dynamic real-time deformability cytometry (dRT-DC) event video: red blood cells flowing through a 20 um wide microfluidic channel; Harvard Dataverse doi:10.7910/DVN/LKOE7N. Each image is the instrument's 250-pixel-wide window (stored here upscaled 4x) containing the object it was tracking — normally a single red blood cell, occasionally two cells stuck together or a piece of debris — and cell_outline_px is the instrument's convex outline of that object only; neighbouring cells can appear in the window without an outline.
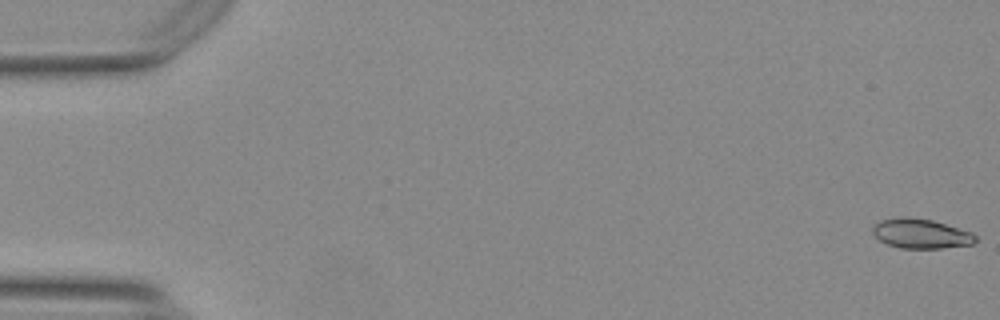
{"species": "Egyptian fruit bat (a non-hibernating species)", "species_latin": "Rousettus aegyptiacus", "temperature_condition": "warm", "stored_images_in_passage": 55, "camera_frame_rate_fps": 3000, "um_per_image_px": 0.085, "animal": {"sex": "female"}, "frame": {"image": 1, "passage_image": 1, "time_ms": 0.0, "image_size_px": [1000, 320], "cell_outline_px": [[976, 240], [972, 244], [940, 248], [900, 248], [888, 244], [880, 240], [872, 232], [872, 228], [876, 224], [884, 220], [908, 216], [932, 220], [972, 232], [976, 236]], "centroid_in_image_um": [78.29, 19.86], "position_along_channel_um": 6.7, "area_um2": 17.46}}
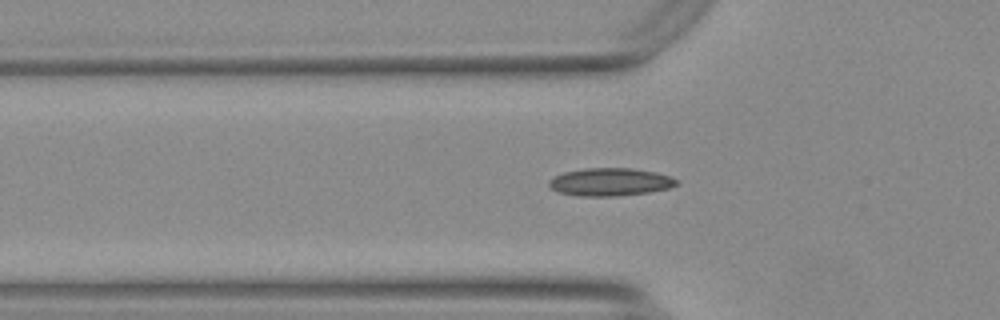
{"frame": {"image": 2, "passage_image": 19, "time_ms": 6.0, "image_size_px": [1000, 320], "cell_outline_px": [[676, 184], [668, 188], [648, 192], [616, 196], [576, 196], [556, 192], [548, 184], [548, 180], [564, 172], [584, 168], [632, 168], [656, 172], [668, 176], [676, 180]], "centroid_in_image_um": [51.8, 15.47], "position_along_channel_um": 74.0, "area_um2": 20.58}}
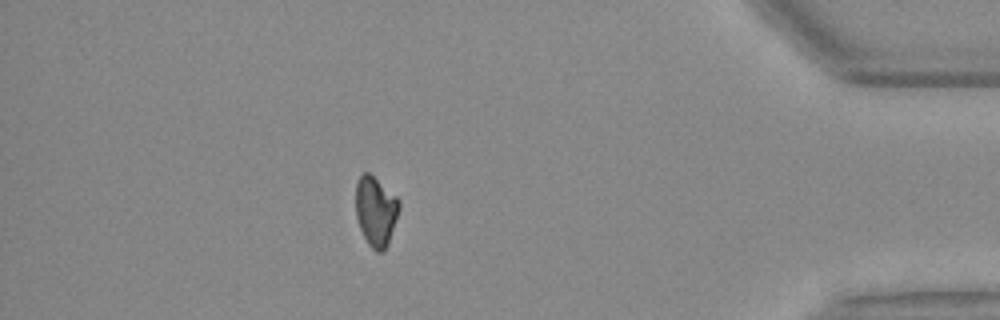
{"frame": {"image": 3, "passage_image": 49, "time_ms": 16.0, "image_size_px": [1000, 320], "cell_outline_px": [[400, 208], [388, 244], [380, 252], [376, 252], [368, 244], [360, 228], [356, 216], [356, 184], [360, 176], [364, 172], [368, 172], [396, 196], [400, 200]], "centroid_in_image_um": [31.94, 17.94], "position_along_channel_um": 403.3, "area_um2": 17.46}}